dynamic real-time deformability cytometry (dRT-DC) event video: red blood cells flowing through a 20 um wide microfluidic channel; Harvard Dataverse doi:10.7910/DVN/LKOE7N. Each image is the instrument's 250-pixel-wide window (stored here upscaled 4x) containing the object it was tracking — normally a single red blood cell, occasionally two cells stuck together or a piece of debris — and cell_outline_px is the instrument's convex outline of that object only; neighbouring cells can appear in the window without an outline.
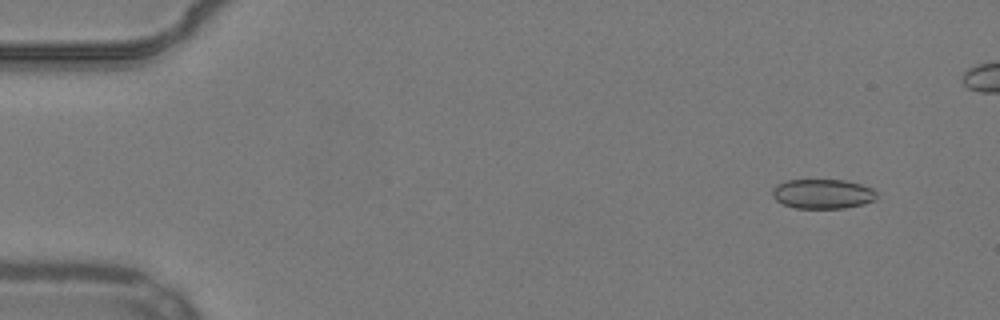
{"species": "common noctule bat (a hibernating species)", "species_latin": "Nyctalus noctula", "temperature_condition": "warm", "stored_images_in_passage": 50, "camera_frame_rate_fps": 3000, "um_per_image_px": 0.085, "animal": {"sex": "male", "body_mass_g": 19.2, "forearm_length_mm": 51.8}, "frame": {"image": 1, "passage_image": 5, "time_ms": 1.333, "image_size_px": [1000, 320], "cell_outline_px": [[876, 200], [864, 204], [844, 208], [796, 208], [784, 204], [776, 200], [772, 196], [772, 188], [776, 184], [788, 180], [844, 180], [860, 184], [872, 188], [876, 192]], "centroid_in_image_um": [69.92, 16.48], "position_along_channel_um": 15.1, "area_um2": 18.03}}
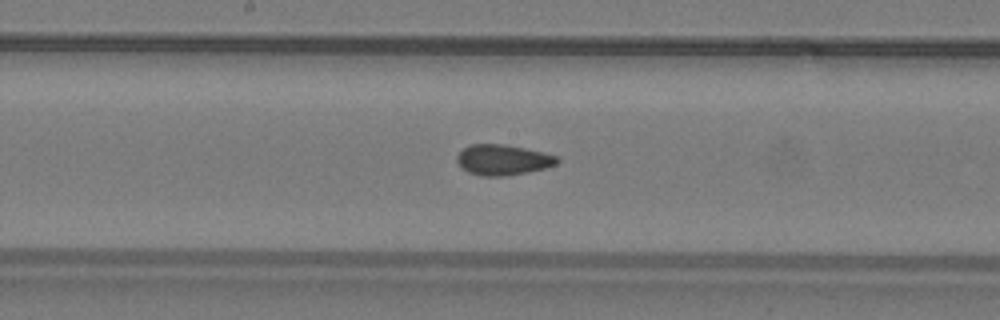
{"frame": {"image": 2, "passage_image": 29, "time_ms": 9.333, "image_size_px": [1000, 320], "cell_outline_px": [[560, 160], [556, 164], [544, 168], [528, 172], [504, 176], [480, 176], [468, 172], [456, 160], [456, 156], [464, 148], [472, 144], [504, 144], [544, 152], [556, 156]], "centroid_in_image_um": [42.75, 13.59], "position_along_channel_um": 205.5, "area_um2": 17.69}}
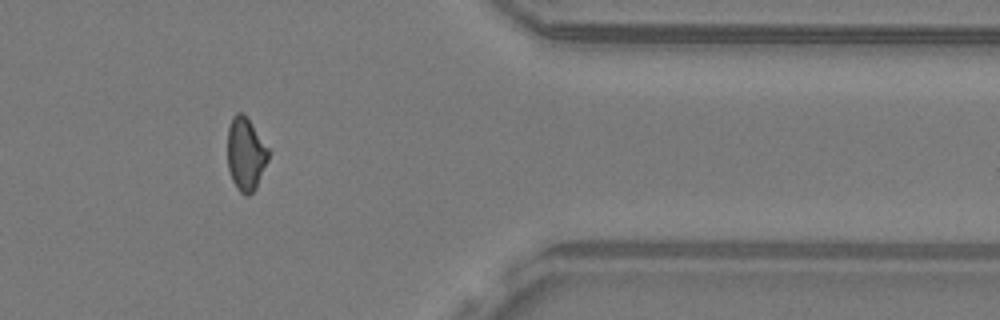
{"frame": {"image": 3, "passage_image": 45, "time_ms": 14.667, "image_size_px": [1000, 320], "cell_outline_px": [[268, 160], [256, 188], [248, 196], [244, 196], [236, 188], [232, 180], [228, 168], [228, 128], [232, 116], [236, 112], [244, 112], [268, 148]], "centroid_in_image_um": [20.87, 13.09], "position_along_channel_um": 390.5, "area_um2": 17.46}}